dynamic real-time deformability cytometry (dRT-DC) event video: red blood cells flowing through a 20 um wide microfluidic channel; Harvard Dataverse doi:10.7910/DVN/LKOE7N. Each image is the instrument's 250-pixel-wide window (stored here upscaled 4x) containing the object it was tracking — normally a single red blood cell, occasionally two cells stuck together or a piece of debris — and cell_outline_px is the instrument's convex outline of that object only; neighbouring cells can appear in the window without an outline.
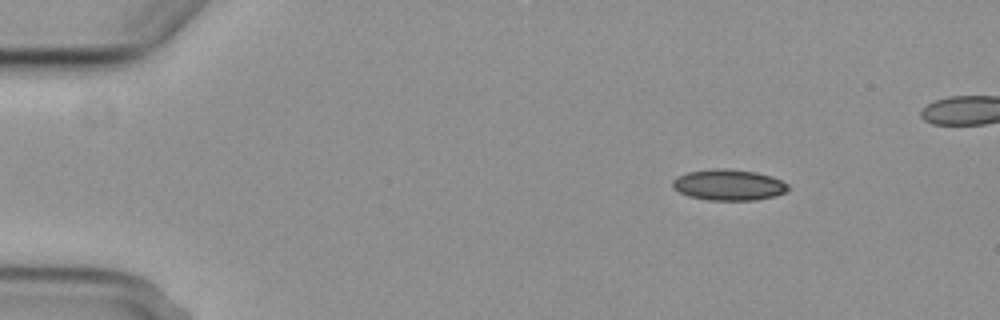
{"species": "common noctule bat (a hibernating species)", "species_latin": "Nyctalus noctula", "temperature_condition": "cold", "stored_images_in_passage": 5, "camera_frame_rate_fps": 3000, "um_per_image_px": 0.085, "animal": {"sex": "female", "body_mass_g": 29.2, "forearm_length_mm": 56.3}, "frame": {"image": 1, "passage_image": 2, "time_ms": 1.0, "image_size_px": [1000, 320], "cell_outline_px": [[788, 192], [776, 196], [756, 200], [708, 200], [688, 196], [672, 188], [672, 180], [676, 176], [688, 172], [716, 168], [728, 168], [756, 172], [772, 176], [788, 184]], "centroid_in_image_um": [61.94, 15.71], "position_along_channel_um": 23.1, "area_um2": 21.1}}